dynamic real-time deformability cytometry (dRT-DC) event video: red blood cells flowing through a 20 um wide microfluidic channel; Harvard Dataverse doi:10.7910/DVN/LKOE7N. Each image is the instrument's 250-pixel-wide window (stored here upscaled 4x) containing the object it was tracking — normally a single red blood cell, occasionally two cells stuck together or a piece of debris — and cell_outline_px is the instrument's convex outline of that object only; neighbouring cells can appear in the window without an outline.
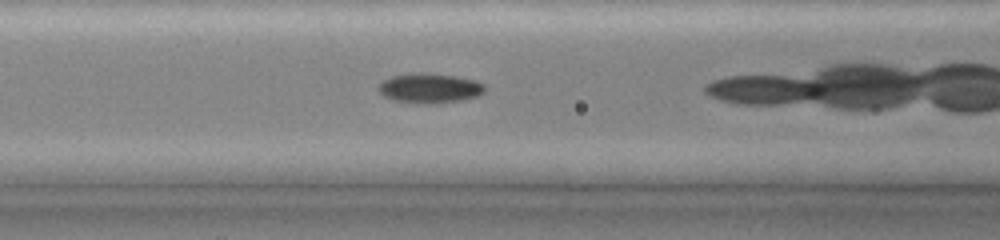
{"species": "common noctule bat (a hibernating species)", "species_latin": "Nyctalus noctula", "temperature_condition": "cold", "stored_images_in_passage": 13, "camera_frame_rate_fps": 3000, "um_per_image_px": 0.085, "animal": {"sex": "female", "body_mass_g": 19.0, "forearm_length_mm": 51.5}, "frame": {"image": 1, "passage_image": 10, "time_ms": 4.0, "image_size_px": [1000, 240], "cell_outline_px": [[484, 92], [480, 96], [460, 100], [432, 104], [420, 104], [396, 100], [384, 96], [380, 92], [380, 84], [384, 80], [392, 76], [412, 72], [424, 72], [456, 76], [476, 80], [484, 84]], "centroid_in_image_um": [36.56, 7.48], "position_along_channel_um": 130.0, "area_um2": 18.5}}